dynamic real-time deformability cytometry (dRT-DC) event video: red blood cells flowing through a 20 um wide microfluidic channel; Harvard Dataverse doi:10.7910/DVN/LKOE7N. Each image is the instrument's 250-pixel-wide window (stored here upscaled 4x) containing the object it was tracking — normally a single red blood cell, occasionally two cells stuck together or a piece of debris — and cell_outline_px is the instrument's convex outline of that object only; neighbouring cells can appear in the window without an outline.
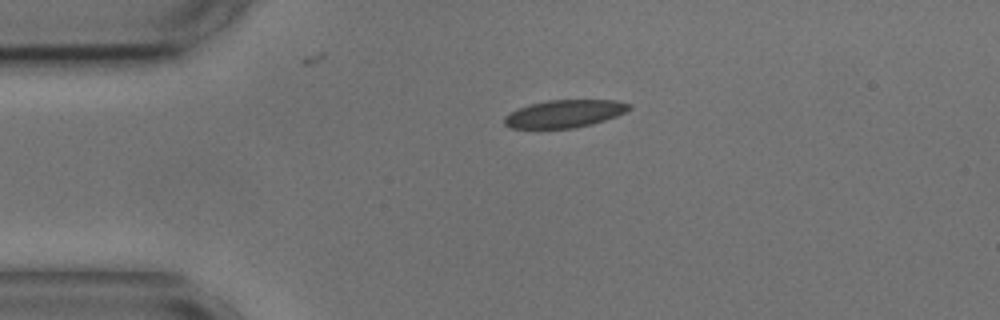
{"species": "common noctule bat (a hibernating species)", "species_latin": "Nyctalus noctula", "temperature_condition": "cold", "stored_images_in_passage": 44, "camera_frame_rate_fps": 3000, "um_per_image_px": 0.085, "animal": {"sex": "male", "body_mass_g": 17.9, "forearm_length_mm": 54.2}, "frame": {"image": 1, "passage_image": 1, "time_ms": 0.0, "image_size_px": [1000, 320], "cell_outline_px": [[632, 108], [616, 116], [592, 124], [576, 128], [508, 128], [504, 124], [504, 116], [520, 108], [532, 104], [548, 100], [616, 100], [632, 104]], "centroid_in_image_um": [48.01, 9.67], "position_along_channel_um": 37.0, "area_um2": 20.0}}
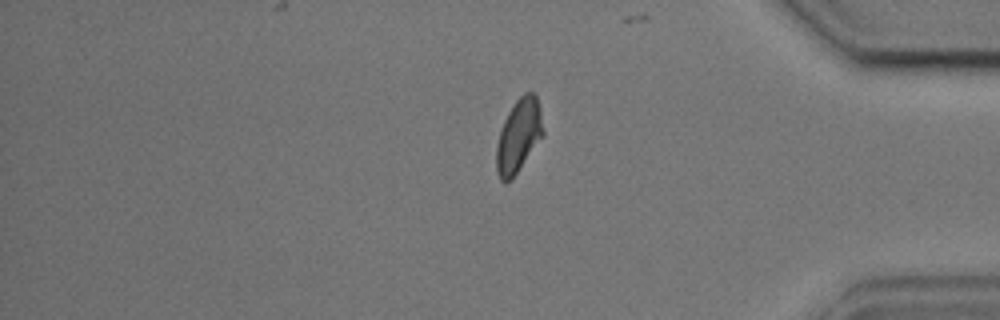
{"frame": {"image": 2, "passage_image": 35, "time_ms": 11.333, "image_size_px": [1000, 320], "cell_outline_px": [[544, 136], [512, 180], [500, 180], [496, 172], [496, 148], [500, 132], [504, 120], [508, 112], [516, 100], [524, 92], [532, 92], [536, 96], [540, 108], [544, 132]], "centroid_in_image_um": [44.1, 11.55], "position_along_channel_um": 391.1, "area_um2": 20.06}}
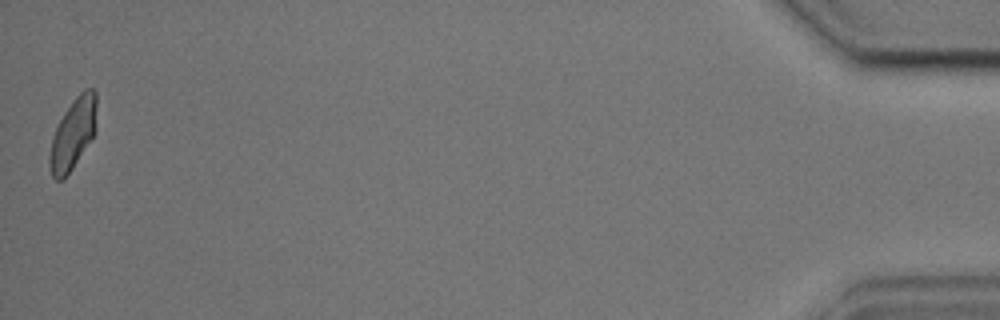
{"frame": {"image": 3, "passage_image": 44, "time_ms": 14.333, "image_size_px": [1000, 320], "cell_outline_px": [[96, 132], [64, 180], [56, 180], [52, 176], [48, 164], [48, 156], [52, 136], [64, 112], [72, 100], [84, 88], [92, 88], [96, 92]], "centroid_in_image_um": [6.2, 11.37], "position_along_channel_um": 429.0, "area_um2": 19.59}, "authors_computed_cell_mechanics": {"area_um2": 20.1722, "velocity_mm_per_s": 3.5956, "shape_relaxation_time_tau1_ms": 4.806, "shape_relaxation_time_tau2_ms": 1.5085, "deformation_change_tau1": 0.1045, "deformation_change_tau2": 0.0524}}